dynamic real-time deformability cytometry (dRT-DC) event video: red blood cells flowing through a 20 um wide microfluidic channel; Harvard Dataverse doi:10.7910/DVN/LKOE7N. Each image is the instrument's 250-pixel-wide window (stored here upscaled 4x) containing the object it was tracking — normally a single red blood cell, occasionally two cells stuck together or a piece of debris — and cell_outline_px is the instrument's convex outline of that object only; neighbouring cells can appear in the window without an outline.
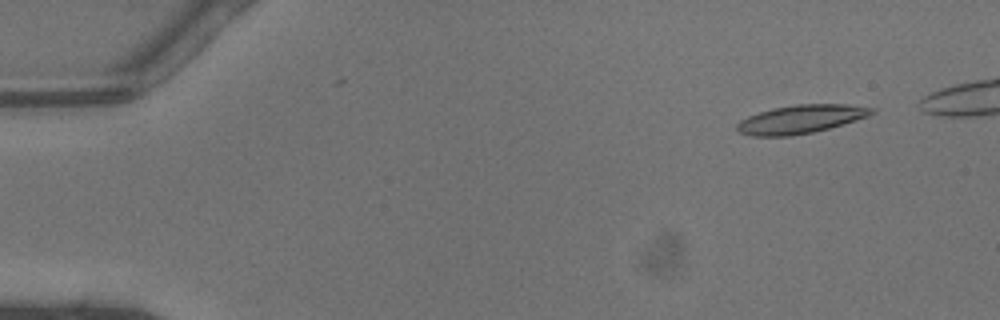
{"species": "common noctule bat (a hibernating species)", "species_latin": "Nyctalus noctula", "temperature_condition": "warm", "stored_images_in_passage": 43, "camera_frame_rate_fps": 3000, "um_per_image_px": 0.085, "animal": {"sex": "male", "body_mass_g": 13.3}, "frame": {"image": 1, "passage_image": 4, "time_ms": 1.0, "image_size_px": [1000, 320], "cell_outline_px": [[876, 112], [868, 116], [844, 124], [812, 132], [792, 136], [752, 136], [740, 132], [736, 128], [736, 124], [740, 120], [748, 116], [772, 108], [796, 104], [848, 104], [876, 108]], "centroid_in_image_um": [68.09, 10.12], "position_along_channel_um": 16.9, "area_um2": 22.37}}
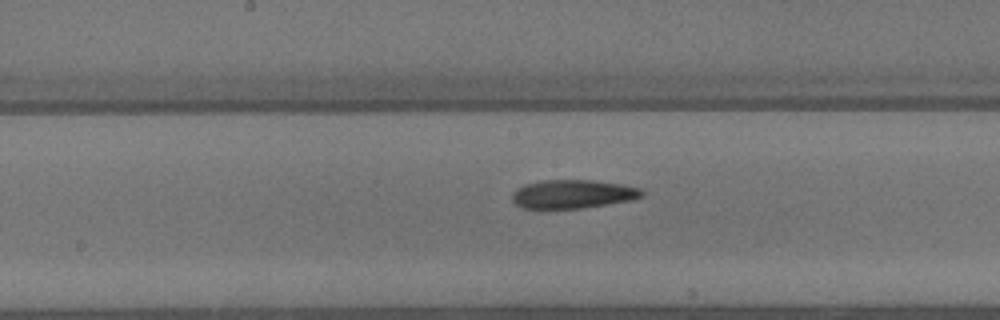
{"frame": {"image": 2, "passage_image": 24, "time_ms": 7.667, "image_size_px": [1000, 320], "cell_outline_px": [[644, 196], [632, 200], [580, 208], [520, 208], [512, 200], [512, 192], [524, 184], [544, 180], [592, 180], [620, 184], [640, 188], [644, 192]], "centroid_in_image_um": [48.68, 16.49], "position_along_channel_um": 199.5, "area_um2": 21.56}}
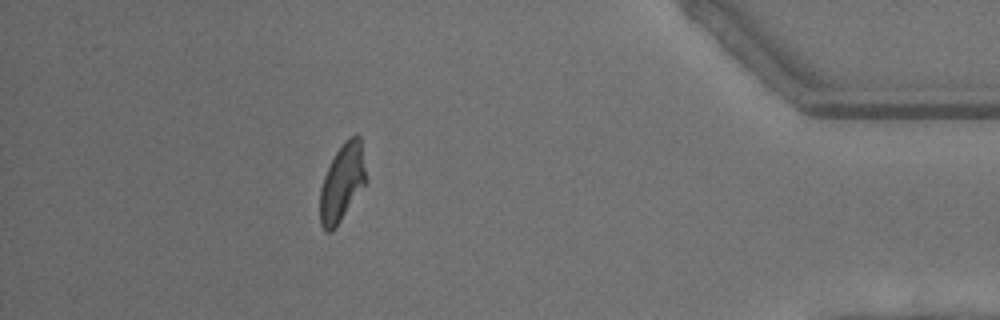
{"frame": {"image": 3, "passage_image": 41, "time_ms": 13.333, "image_size_px": [1000, 320], "cell_outline_px": [[364, 184], [332, 232], [328, 232], [320, 224], [320, 188], [324, 176], [336, 152], [344, 140], [348, 136], [356, 132], [360, 136], [364, 168]], "centroid_in_image_um": [29.04, 15.48], "position_along_channel_um": 406.2, "area_um2": 20.06}, "authors_computed_cell_mechanics": {"area_um2": 22.0218, "velocity_mm_per_s": 4.4916, "shape_relaxation_time_tau1_ms": 5.1669, "shape_relaxation_time_tau2_ms": 5.6457, "deformation_change_tau1": 0.2055, "deformation_change_tau2": 0.1301}}